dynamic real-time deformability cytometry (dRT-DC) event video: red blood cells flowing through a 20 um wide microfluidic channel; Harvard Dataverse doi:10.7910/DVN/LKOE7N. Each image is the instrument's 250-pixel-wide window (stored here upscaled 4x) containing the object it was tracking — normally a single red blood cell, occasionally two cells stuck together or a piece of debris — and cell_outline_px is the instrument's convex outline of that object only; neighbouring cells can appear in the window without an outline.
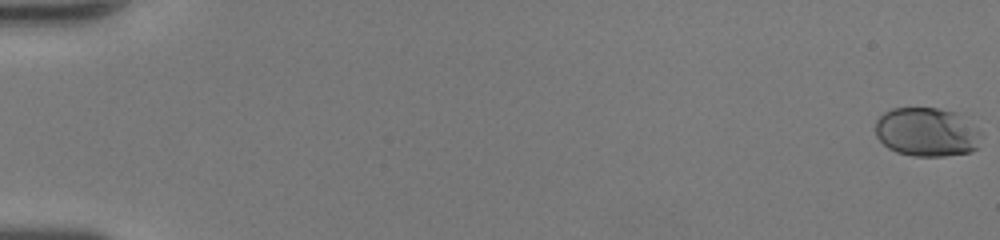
{"species": "human", "species_latin": "Homo sapiens", "temperature_condition": "room temperature", "stored_images_in_passage": 51, "camera_frame_rate_fps": 3000, "um_per_image_px": 0.085, "donor": {"sex": "female"}, "frame": {"image": 1, "passage_image": 1, "time_ms": 0.0, "image_size_px": [1000, 240], "cell_outline_px": [[980, 132], [976, 148], [972, 152], [944, 156], [912, 156], [896, 152], [888, 148], [876, 136], [876, 120], [884, 112], [892, 108], [936, 108], [956, 112]], "centroid_in_image_um": [78.73, 11.23], "position_along_channel_um": 6.3, "area_um2": 29.94}}
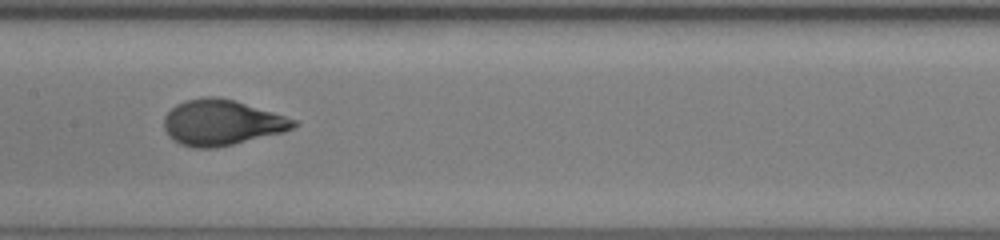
{"frame": {"image": 2, "passage_image": 28, "time_ms": 9.0, "image_size_px": [1000, 240], "cell_outline_px": [[300, 124], [284, 132], [216, 148], [192, 148], [180, 144], [168, 136], [164, 128], [164, 116], [176, 104], [184, 100], [204, 96], [220, 96], [236, 100], [296, 120]], "centroid_in_image_um": [18.82, 10.41], "position_along_channel_um": 188.6, "area_um2": 34.62}}
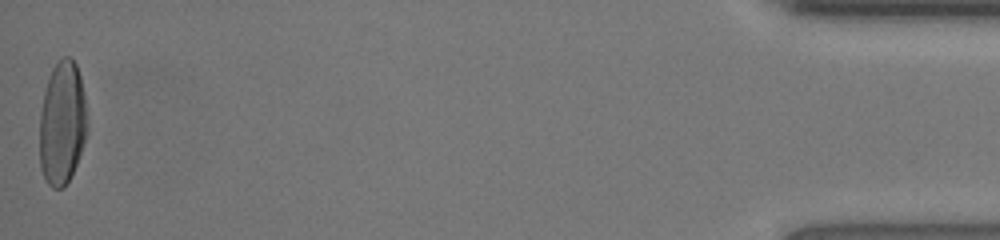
{"frame": {"image": 3, "passage_image": 51, "time_ms": 16.667, "image_size_px": [1000, 240], "cell_outline_px": [[88, 128], [76, 164], [64, 188], [52, 188], [48, 184], [40, 168], [40, 112], [44, 92], [48, 76], [52, 68], [64, 56], [68, 56], [76, 64], [80, 76], [84, 92], [88, 120]], "centroid_in_image_um": [5.29, 10.45], "position_along_channel_um": 429.9, "area_um2": 34.33}, "authors_computed_cell_mechanics": {"area_um2": 33.2928, "velocity_mm_per_s": 4.326, "shape_relaxation_time_tau1_ms": 4.0656, "shape_relaxation_time_tau2_ms": null, "deformation_change_tau1": 0.2098, "deformation_change_tau2": null}}